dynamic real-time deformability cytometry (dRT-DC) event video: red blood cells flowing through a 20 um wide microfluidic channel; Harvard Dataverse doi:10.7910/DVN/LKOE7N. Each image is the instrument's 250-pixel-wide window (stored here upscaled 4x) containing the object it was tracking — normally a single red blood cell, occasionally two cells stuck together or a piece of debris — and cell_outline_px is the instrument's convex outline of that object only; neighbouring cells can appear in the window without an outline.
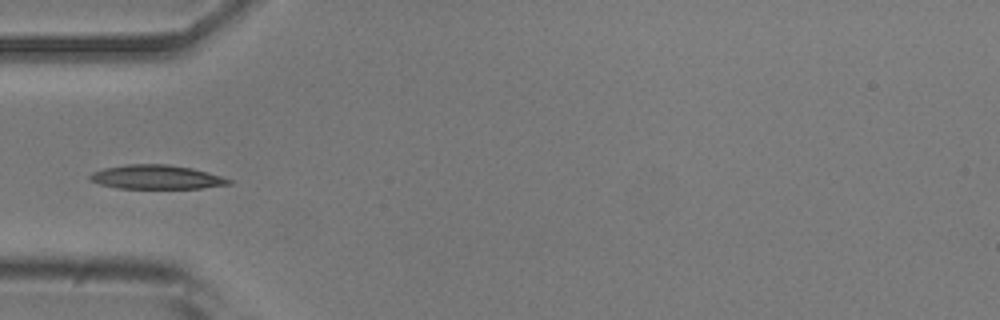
{"species": "common noctule bat (a hibernating species)", "species_latin": "Nyctalus noctula", "temperature_condition": "room temperature", "stored_images_in_passage": 5, "camera_frame_rate_fps": 3000, "um_per_image_px": 0.085, "animal": {"sex": "male", "body_mass_g": 20.5, "forearm_length_mm": 52.5}, "frame": {"image": 1, "passage_image": 5, "time_ms": 1.333, "image_size_px": [1000, 320], "cell_outline_px": [[232, 184], [200, 188], [116, 188], [100, 184], [88, 180], [88, 176], [92, 172], [104, 168], [128, 164], [168, 164], [192, 168], [208, 172], [232, 180]], "centroid_in_image_um": [13.27, 15.05], "position_along_channel_um": 71.7, "area_um2": 19.48}}